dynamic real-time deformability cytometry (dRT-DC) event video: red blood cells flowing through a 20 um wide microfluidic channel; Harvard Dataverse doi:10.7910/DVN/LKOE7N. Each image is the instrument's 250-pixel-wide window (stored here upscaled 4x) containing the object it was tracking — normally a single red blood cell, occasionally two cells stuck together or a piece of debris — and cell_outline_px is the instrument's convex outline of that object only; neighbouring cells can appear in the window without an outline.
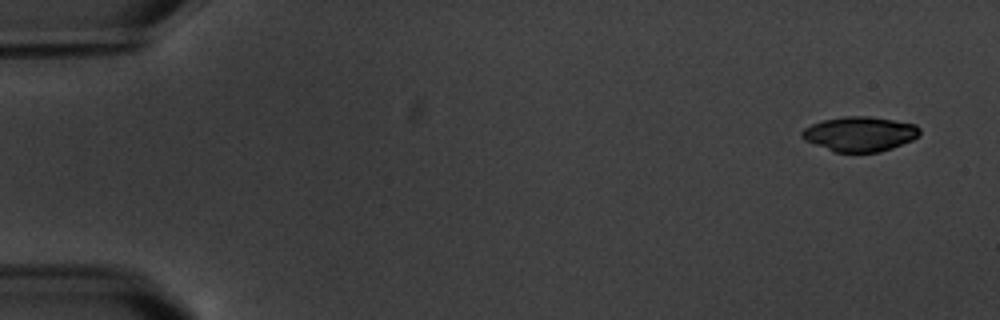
{"species": "common noctule bat (a hibernating species)", "species_latin": "Nyctalus noctula", "temperature_condition": "warm", "stored_images_in_passage": 6, "camera_frame_rate_fps": 3000, "um_per_image_px": 0.085, "animal": {"sex": "male", "body_mass_g": 20.1, "forearm_length_mm": 53.5}, "frame": {"image": 1, "passage_image": 1, "time_ms": 0.0, "image_size_px": [1000, 320], "cell_outline_px": [[920, 136], [912, 140], [892, 148], [880, 152], [836, 152], [804, 140], [800, 136], [800, 132], [804, 128], [820, 120], [844, 116], [868, 116], [916, 124], [920, 128]], "centroid_in_image_um": [73.08, 11.38], "position_along_channel_um": 11.9, "area_um2": 23.93}}
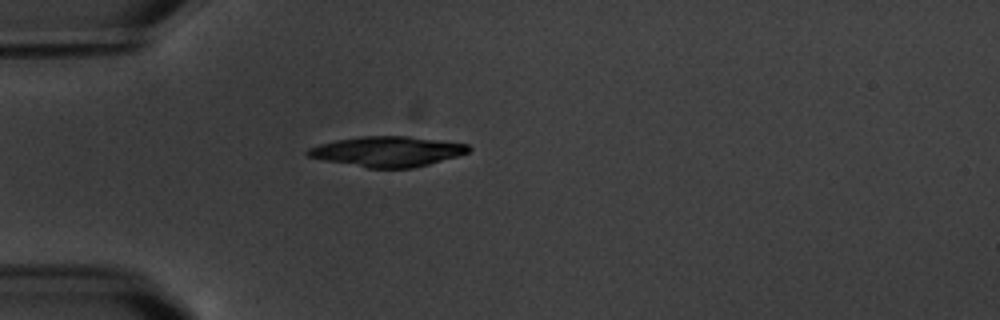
{"frame": {"image": 2, "passage_image": 5, "time_ms": 4.667, "image_size_px": [1000, 320], "cell_outline_px": [[472, 148], [468, 152], [456, 156], [428, 164], [412, 168], [368, 168], [324, 160], [308, 156], [304, 152], [308, 148], [320, 144], [336, 140], [360, 136], [408, 136], [468, 144]], "centroid_in_image_um": [32.9, 12.87], "position_along_channel_um": 52.1, "area_um2": 28.09}}